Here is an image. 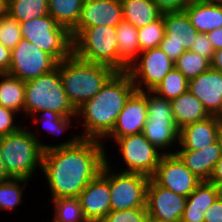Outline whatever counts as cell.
<instances>
[{
    "label": "cell",
    "mask_w": 222,
    "mask_h": 222,
    "mask_svg": "<svg viewBox=\"0 0 222 222\" xmlns=\"http://www.w3.org/2000/svg\"><path fill=\"white\" fill-rule=\"evenodd\" d=\"M217 143L219 145V148H220V151H221V155H222V124L220 126L219 131H218Z\"/></svg>",
    "instance_id": "47"
},
{
    "label": "cell",
    "mask_w": 222,
    "mask_h": 222,
    "mask_svg": "<svg viewBox=\"0 0 222 222\" xmlns=\"http://www.w3.org/2000/svg\"><path fill=\"white\" fill-rule=\"evenodd\" d=\"M147 208L109 211L101 222H147Z\"/></svg>",
    "instance_id": "36"
},
{
    "label": "cell",
    "mask_w": 222,
    "mask_h": 222,
    "mask_svg": "<svg viewBox=\"0 0 222 222\" xmlns=\"http://www.w3.org/2000/svg\"><path fill=\"white\" fill-rule=\"evenodd\" d=\"M16 112L0 105V137L9 135L20 129L14 125V114Z\"/></svg>",
    "instance_id": "39"
},
{
    "label": "cell",
    "mask_w": 222,
    "mask_h": 222,
    "mask_svg": "<svg viewBox=\"0 0 222 222\" xmlns=\"http://www.w3.org/2000/svg\"><path fill=\"white\" fill-rule=\"evenodd\" d=\"M204 222H222V198L218 197L205 211Z\"/></svg>",
    "instance_id": "41"
},
{
    "label": "cell",
    "mask_w": 222,
    "mask_h": 222,
    "mask_svg": "<svg viewBox=\"0 0 222 222\" xmlns=\"http://www.w3.org/2000/svg\"><path fill=\"white\" fill-rule=\"evenodd\" d=\"M211 68L222 73V49L214 52Z\"/></svg>",
    "instance_id": "45"
},
{
    "label": "cell",
    "mask_w": 222,
    "mask_h": 222,
    "mask_svg": "<svg viewBox=\"0 0 222 222\" xmlns=\"http://www.w3.org/2000/svg\"><path fill=\"white\" fill-rule=\"evenodd\" d=\"M115 141L128 167L124 172L139 173L149 178L155 173L164 154H175L160 153L142 133L116 138Z\"/></svg>",
    "instance_id": "11"
},
{
    "label": "cell",
    "mask_w": 222,
    "mask_h": 222,
    "mask_svg": "<svg viewBox=\"0 0 222 222\" xmlns=\"http://www.w3.org/2000/svg\"><path fill=\"white\" fill-rule=\"evenodd\" d=\"M59 72L68 100L76 110L116 73L109 66L81 60L73 53L59 62Z\"/></svg>",
    "instance_id": "3"
},
{
    "label": "cell",
    "mask_w": 222,
    "mask_h": 222,
    "mask_svg": "<svg viewBox=\"0 0 222 222\" xmlns=\"http://www.w3.org/2000/svg\"><path fill=\"white\" fill-rule=\"evenodd\" d=\"M221 123L214 115L188 124L180 129L181 150H201L217 141Z\"/></svg>",
    "instance_id": "20"
},
{
    "label": "cell",
    "mask_w": 222,
    "mask_h": 222,
    "mask_svg": "<svg viewBox=\"0 0 222 222\" xmlns=\"http://www.w3.org/2000/svg\"><path fill=\"white\" fill-rule=\"evenodd\" d=\"M209 2H212L214 4L222 5V0H207Z\"/></svg>",
    "instance_id": "51"
},
{
    "label": "cell",
    "mask_w": 222,
    "mask_h": 222,
    "mask_svg": "<svg viewBox=\"0 0 222 222\" xmlns=\"http://www.w3.org/2000/svg\"><path fill=\"white\" fill-rule=\"evenodd\" d=\"M158 185L188 197L202 182L176 154H164L151 177Z\"/></svg>",
    "instance_id": "14"
},
{
    "label": "cell",
    "mask_w": 222,
    "mask_h": 222,
    "mask_svg": "<svg viewBox=\"0 0 222 222\" xmlns=\"http://www.w3.org/2000/svg\"><path fill=\"white\" fill-rule=\"evenodd\" d=\"M6 12V0H0V14Z\"/></svg>",
    "instance_id": "48"
},
{
    "label": "cell",
    "mask_w": 222,
    "mask_h": 222,
    "mask_svg": "<svg viewBox=\"0 0 222 222\" xmlns=\"http://www.w3.org/2000/svg\"><path fill=\"white\" fill-rule=\"evenodd\" d=\"M140 54L141 56H138L137 63H132L127 72L132 78L135 90L144 91L143 87H141L144 84L147 91H152L167 73L175 67L174 62L160 47L141 51Z\"/></svg>",
    "instance_id": "12"
},
{
    "label": "cell",
    "mask_w": 222,
    "mask_h": 222,
    "mask_svg": "<svg viewBox=\"0 0 222 222\" xmlns=\"http://www.w3.org/2000/svg\"><path fill=\"white\" fill-rule=\"evenodd\" d=\"M165 32L159 47L175 62L189 50L198 34L185 11L163 13Z\"/></svg>",
    "instance_id": "13"
},
{
    "label": "cell",
    "mask_w": 222,
    "mask_h": 222,
    "mask_svg": "<svg viewBox=\"0 0 222 222\" xmlns=\"http://www.w3.org/2000/svg\"><path fill=\"white\" fill-rule=\"evenodd\" d=\"M85 0H48L49 15L71 32L78 24Z\"/></svg>",
    "instance_id": "27"
},
{
    "label": "cell",
    "mask_w": 222,
    "mask_h": 222,
    "mask_svg": "<svg viewBox=\"0 0 222 222\" xmlns=\"http://www.w3.org/2000/svg\"><path fill=\"white\" fill-rule=\"evenodd\" d=\"M218 197V186L209 181H202L187 197L180 222H204L205 211Z\"/></svg>",
    "instance_id": "22"
},
{
    "label": "cell",
    "mask_w": 222,
    "mask_h": 222,
    "mask_svg": "<svg viewBox=\"0 0 222 222\" xmlns=\"http://www.w3.org/2000/svg\"><path fill=\"white\" fill-rule=\"evenodd\" d=\"M9 179H11V177L8 175V173L5 169L3 160L0 157V182L6 181V180H9Z\"/></svg>",
    "instance_id": "46"
},
{
    "label": "cell",
    "mask_w": 222,
    "mask_h": 222,
    "mask_svg": "<svg viewBox=\"0 0 222 222\" xmlns=\"http://www.w3.org/2000/svg\"><path fill=\"white\" fill-rule=\"evenodd\" d=\"M184 11L199 33H207L222 27V5L207 0H196L190 1Z\"/></svg>",
    "instance_id": "23"
},
{
    "label": "cell",
    "mask_w": 222,
    "mask_h": 222,
    "mask_svg": "<svg viewBox=\"0 0 222 222\" xmlns=\"http://www.w3.org/2000/svg\"><path fill=\"white\" fill-rule=\"evenodd\" d=\"M146 93L147 121L142 134L157 149H164L175 141H179L180 129L177 127L172 113L171 101ZM152 94V95H151Z\"/></svg>",
    "instance_id": "9"
},
{
    "label": "cell",
    "mask_w": 222,
    "mask_h": 222,
    "mask_svg": "<svg viewBox=\"0 0 222 222\" xmlns=\"http://www.w3.org/2000/svg\"><path fill=\"white\" fill-rule=\"evenodd\" d=\"M188 91L201 101L210 115H215L222 104V73L210 67L189 80Z\"/></svg>",
    "instance_id": "19"
},
{
    "label": "cell",
    "mask_w": 222,
    "mask_h": 222,
    "mask_svg": "<svg viewBox=\"0 0 222 222\" xmlns=\"http://www.w3.org/2000/svg\"><path fill=\"white\" fill-rule=\"evenodd\" d=\"M209 182L215 184L216 186L222 183V155L215 165V168L213 170L211 178L209 179Z\"/></svg>",
    "instance_id": "44"
},
{
    "label": "cell",
    "mask_w": 222,
    "mask_h": 222,
    "mask_svg": "<svg viewBox=\"0 0 222 222\" xmlns=\"http://www.w3.org/2000/svg\"><path fill=\"white\" fill-rule=\"evenodd\" d=\"M0 105L18 113L24 112L25 81L8 73L0 74Z\"/></svg>",
    "instance_id": "28"
},
{
    "label": "cell",
    "mask_w": 222,
    "mask_h": 222,
    "mask_svg": "<svg viewBox=\"0 0 222 222\" xmlns=\"http://www.w3.org/2000/svg\"><path fill=\"white\" fill-rule=\"evenodd\" d=\"M146 92L134 90L127 98L112 131L106 137L114 139L140 134L147 121Z\"/></svg>",
    "instance_id": "16"
},
{
    "label": "cell",
    "mask_w": 222,
    "mask_h": 222,
    "mask_svg": "<svg viewBox=\"0 0 222 222\" xmlns=\"http://www.w3.org/2000/svg\"><path fill=\"white\" fill-rule=\"evenodd\" d=\"M11 50L0 42V74L7 73L10 67Z\"/></svg>",
    "instance_id": "42"
},
{
    "label": "cell",
    "mask_w": 222,
    "mask_h": 222,
    "mask_svg": "<svg viewBox=\"0 0 222 222\" xmlns=\"http://www.w3.org/2000/svg\"><path fill=\"white\" fill-rule=\"evenodd\" d=\"M55 218L53 222H87L78 198H58L53 200Z\"/></svg>",
    "instance_id": "32"
},
{
    "label": "cell",
    "mask_w": 222,
    "mask_h": 222,
    "mask_svg": "<svg viewBox=\"0 0 222 222\" xmlns=\"http://www.w3.org/2000/svg\"><path fill=\"white\" fill-rule=\"evenodd\" d=\"M186 199L187 197L158 185L152 178L149 179L146 197L149 216L167 222H180Z\"/></svg>",
    "instance_id": "15"
},
{
    "label": "cell",
    "mask_w": 222,
    "mask_h": 222,
    "mask_svg": "<svg viewBox=\"0 0 222 222\" xmlns=\"http://www.w3.org/2000/svg\"><path fill=\"white\" fill-rule=\"evenodd\" d=\"M58 61L37 45L22 38L11 50L8 74L28 81L54 70Z\"/></svg>",
    "instance_id": "10"
},
{
    "label": "cell",
    "mask_w": 222,
    "mask_h": 222,
    "mask_svg": "<svg viewBox=\"0 0 222 222\" xmlns=\"http://www.w3.org/2000/svg\"><path fill=\"white\" fill-rule=\"evenodd\" d=\"M116 40L119 54V72H125L129 66L136 62L140 46L138 40V29L131 23L122 20L116 26Z\"/></svg>",
    "instance_id": "24"
},
{
    "label": "cell",
    "mask_w": 222,
    "mask_h": 222,
    "mask_svg": "<svg viewBox=\"0 0 222 222\" xmlns=\"http://www.w3.org/2000/svg\"><path fill=\"white\" fill-rule=\"evenodd\" d=\"M190 51L199 54L201 57L206 58L210 63L214 57V48L212 43L208 39L206 33H199L195 37V41L192 43Z\"/></svg>",
    "instance_id": "38"
},
{
    "label": "cell",
    "mask_w": 222,
    "mask_h": 222,
    "mask_svg": "<svg viewBox=\"0 0 222 222\" xmlns=\"http://www.w3.org/2000/svg\"><path fill=\"white\" fill-rule=\"evenodd\" d=\"M106 159L101 174L109 181L111 211L146 208L149 177L139 173H110Z\"/></svg>",
    "instance_id": "8"
},
{
    "label": "cell",
    "mask_w": 222,
    "mask_h": 222,
    "mask_svg": "<svg viewBox=\"0 0 222 222\" xmlns=\"http://www.w3.org/2000/svg\"><path fill=\"white\" fill-rule=\"evenodd\" d=\"M189 81L175 67L170 70L162 81L152 90L154 94L173 100L188 91Z\"/></svg>",
    "instance_id": "30"
},
{
    "label": "cell",
    "mask_w": 222,
    "mask_h": 222,
    "mask_svg": "<svg viewBox=\"0 0 222 222\" xmlns=\"http://www.w3.org/2000/svg\"><path fill=\"white\" fill-rule=\"evenodd\" d=\"M77 198L87 222H101L111 210L109 181L99 173Z\"/></svg>",
    "instance_id": "17"
},
{
    "label": "cell",
    "mask_w": 222,
    "mask_h": 222,
    "mask_svg": "<svg viewBox=\"0 0 222 222\" xmlns=\"http://www.w3.org/2000/svg\"><path fill=\"white\" fill-rule=\"evenodd\" d=\"M122 20L121 0H85L75 28L117 26Z\"/></svg>",
    "instance_id": "18"
},
{
    "label": "cell",
    "mask_w": 222,
    "mask_h": 222,
    "mask_svg": "<svg viewBox=\"0 0 222 222\" xmlns=\"http://www.w3.org/2000/svg\"><path fill=\"white\" fill-rule=\"evenodd\" d=\"M214 50L222 49V27L206 33Z\"/></svg>",
    "instance_id": "43"
},
{
    "label": "cell",
    "mask_w": 222,
    "mask_h": 222,
    "mask_svg": "<svg viewBox=\"0 0 222 222\" xmlns=\"http://www.w3.org/2000/svg\"><path fill=\"white\" fill-rule=\"evenodd\" d=\"M173 119L179 129L211 116L201 101L189 91L171 100Z\"/></svg>",
    "instance_id": "25"
},
{
    "label": "cell",
    "mask_w": 222,
    "mask_h": 222,
    "mask_svg": "<svg viewBox=\"0 0 222 222\" xmlns=\"http://www.w3.org/2000/svg\"><path fill=\"white\" fill-rule=\"evenodd\" d=\"M175 154L201 181H209L221 157L217 141L201 150H178Z\"/></svg>",
    "instance_id": "21"
},
{
    "label": "cell",
    "mask_w": 222,
    "mask_h": 222,
    "mask_svg": "<svg viewBox=\"0 0 222 222\" xmlns=\"http://www.w3.org/2000/svg\"><path fill=\"white\" fill-rule=\"evenodd\" d=\"M22 39L20 23L8 13L0 14V42L12 50Z\"/></svg>",
    "instance_id": "35"
},
{
    "label": "cell",
    "mask_w": 222,
    "mask_h": 222,
    "mask_svg": "<svg viewBox=\"0 0 222 222\" xmlns=\"http://www.w3.org/2000/svg\"><path fill=\"white\" fill-rule=\"evenodd\" d=\"M39 141L23 128L0 137V157L11 178L29 180L37 166L41 168L44 151Z\"/></svg>",
    "instance_id": "4"
},
{
    "label": "cell",
    "mask_w": 222,
    "mask_h": 222,
    "mask_svg": "<svg viewBox=\"0 0 222 222\" xmlns=\"http://www.w3.org/2000/svg\"><path fill=\"white\" fill-rule=\"evenodd\" d=\"M165 32V24L162 16L138 29V40L140 51L159 47L163 40Z\"/></svg>",
    "instance_id": "34"
},
{
    "label": "cell",
    "mask_w": 222,
    "mask_h": 222,
    "mask_svg": "<svg viewBox=\"0 0 222 222\" xmlns=\"http://www.w3.org/2000/svg\"><path fill=\"white\" fill-rule=\"evenodd\" d=\"M27 181L23 178H11L0 182V210H13L16 205L21 203L24 187H20L19 183L24 182L26 186Z\"/></svg>",
    "instance_id": "33"
},
{
    "label": "cell",
    "mask_w": 222,
    "mask_h": 222,
    "mask_svg": "<svg viewBox=\"0 0 222 222\" xmlns=\"http://www.w3.org/2000/svg\"><path fill=\"white\" fill-rule=\"evenodd\" d=\"M174 66L189 81L207 71L211 67V63L199 54L186 50L174 62Z\"/></svg>",
    "instance_id": "31"
},
{
    "label": "cell",
    "mask_w": 222,
    "mask_h": 222,
    "mask_svg": "<svg viewBox=\"0 0 222 222\" xmlns=\"http://www.w3.org/2000/svg\"><path fill=\"white\" fill-rule=\"evenodd\" d=\"M214 116L222 124V104H221L219 111Z\"/></svg>",
    "instance_id": "49"
},
{
    "label": "cell",
    "mask_w": 222,
    "mask_h": 222,
    "mask_svg": "<svg viewBox=\"0 0 222 222\" xmlns=\"http://www.w3.org/2000/svg\"><path fill=\"white\" fill-rule=\"evenodd\" d=\"M134 90L135 86L129 73L116 72L91 100L76 110V115L81 113L84 119L85 133L81 138H106Z\"/></svg>",
    "instance_id": "2"
},
{
    "label": "cell",
    "mask_w": 222,
    "mask_h": 222,
    "mask_svg": "<svg viewBox=\"0 0 222 222\" xmlns=\"http://www.w3.org/2000/svg\"><path fill=\"white\" fill-rule=\"evenodd\" d=\"M6 13L19 23L49 15L48 0H6Z\"/></svg>",
    "instance_id": "29"
},
{
    "label": "cell",
    "mask_w": 222,
    "mask_h": 222,
    "mask_svg": "<svg viewBox=\"0 0 222 222\" xmlns=\"http://www.w3.org/2000/svg\"><path fill=\"white\" fill-rule=\"evenodd\" d=\"M219 197L222 198V183L218 185Z\"/></svg>",
    "instance_id": "52"
},
{
    "label": "cell",
    "mask_w": 222,
    "mask_h": 222,
    "mask_svg": "<svg viewBox=\"0 0 222 222\" xmlns=\"http://www.w3.org/2000/svg\"><path fill=\"white\" fill-rule=\"evenodd\" d=\"M162 13L184 11L189 0H153Z\"/></svg>",
    "instance_id": "40"
},
{
    "label": "cell",
    "mask_w": 222,
    "mask_h": 222,
    "mask_svg": "<svg viewBox=\"0 0 222 222\" xmlns=\"http://www.w3.org/2000/svg\"><path fill=\"white\" fill-rule=\"evenodd\" d=\"M22 38L52 55L58 62L73 53L71 33L58 25L50 15L21 22Z\"/></svg>",
    "instance_id": "7"
},
{
    "label": "cell",
    "mask_w": 222,
    "mask_h": 222,
    "mask_svg": "<svg viewBox=\"0 0 222 222\" xmlns=\"http://www.w3.org/2000/svg\"><path fill=\"white\" fill-rule=\"evenodd\" d=\"M47 110L60 116L76 117V109L68 100L57 67L49 73L25 81L24 111L28 115Z\"/></svg>",
    "instance_id": "5"
},
{
    "label": "cell",
    "mask_w": 222,
    "mask_h": 222,
    "mask_svg": "<svg viewBox=\"0 0 222 222\" xmlns=\"http://www.w3.org/2000/svg\"><path fill=\"white\" fill-rule=\"evenodd\" d=\"M73 54L81 60L98 63L119 72L116 26L74 28L71 32Z\"/></svg>",
    "instance_id": "6"
},
{
    "label": "cell",
    "mask_w": 222,
    "mask_h": 222,
    "mask_svg": "<svg viewBox=\"0 0 222 222\" xmlns=\"http://www.w3.org/2000/svg\"><path fill=\"white\" fill-rule=\"evenodd\" d=\"M40 112H43L42 114L44 115V118H47H45L46 120H43V125L46 124V129L48 131H51V133L56 134L60 131H64L66 127L71 125V117L60 116L56 112L47 110H43Z\"/></svg>",
    "instance_id": "37"
},
{
    "label": "cell",
    "mask_w": 222,
    "mask_h": 222,
    "mask_svg": "<svg viewBox=\"0 0 222 222\" xmlns=\"http://www.w3.org/2000/svg\"><path fill=\"white\" fill-rule=\"evenodd\" d=\"M123 20L137 29L159 19L162 12L153 0H121Z\"/></svg>",
    "instance_id": "26"
},
{
    "label": "cell",
    "mask_w": 222,
    "mask_h": 222,
    "mask_svg": "<svg viewBox=\"0 0 222 222\" xmlns=\"http://www.w3.org/2000/svg\"><path fill=\"white\" fill-rule=\"evenodd\" d=\"M147 222H167L165 220H160L152 216H148Z\"/></svg>",
    "instance_id": "50"
},
{
    "label": "cell",
    "mask_w": 222,
    "mask_h": 222,
    "mask_svg": "<svg viewBox=\"0 0 222 222\" xmlns=\"http://www.w3.org/2000/svg\"><path fill=\"white\" fill-rule=\"evenodd\" d=\"M42 166L52 200L77 198L106 162L101 140L76 136L57 146L41 144Z\"/></svg>",
    "instance_id": "1"
}]
</instances>
